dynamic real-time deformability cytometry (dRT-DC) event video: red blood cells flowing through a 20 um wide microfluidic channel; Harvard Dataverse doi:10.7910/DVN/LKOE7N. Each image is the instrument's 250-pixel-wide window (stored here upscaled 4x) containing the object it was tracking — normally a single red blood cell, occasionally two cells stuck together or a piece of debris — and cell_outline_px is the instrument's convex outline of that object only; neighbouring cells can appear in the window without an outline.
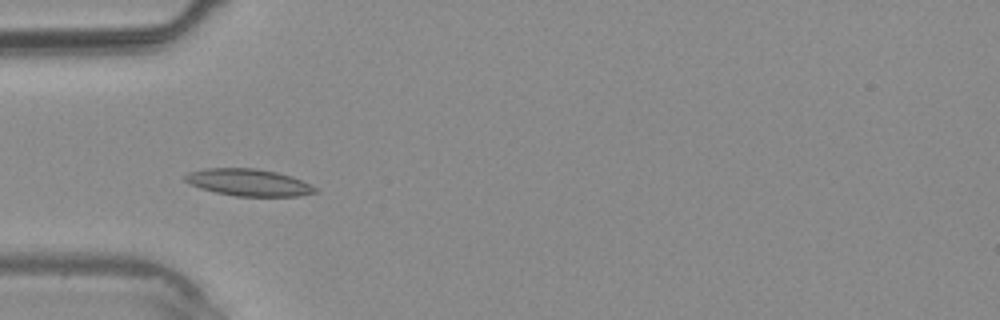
{"species": "common noctule bat (a hibernating species)", "species_latin": "Nyctalus noctula", "temperature_condition": "warm", "stored_images_in_passage": 27, "camera_frame_rate_fps": 3000, "um_per_image_px": 0.085, "animal": {"sex": "male", "body_mass_g": 20.4}, "frame": {"image": 1, "passage_image": 1, "time_ms": 0.0, "image_size_px": [1000, 320], "cell_outline_px": [[320, 192], [296, 196], [236, 196], [216, 192], [200, 188], [184, 180], [184, 176], [188, 172], [204, 168], [256, 168], [276, 172], [292, 176], [316, 188]], "centroid_in_image_um": [21.12, 15.5], "position_along_channel_um": 63.9, "area_um2": 20.35}}
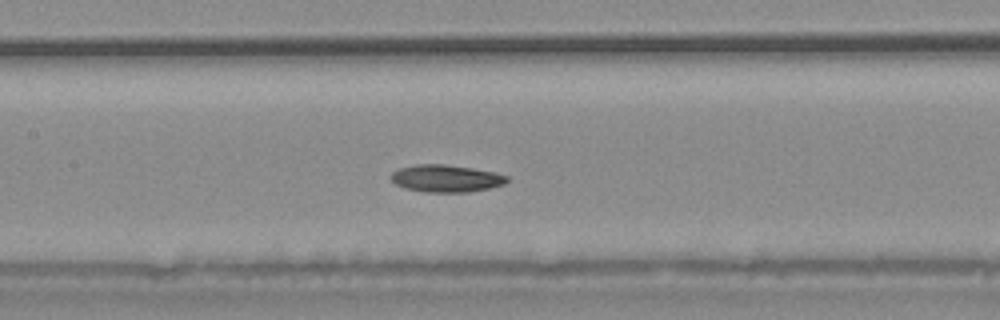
{"frame": {"image": 2, "passage_image": 7, "time_ms": 2.0, "image_size_px": [1000, 320], "cell_outline_px": [[508, 180], [504, 184], [488, 188], [468, 192], [424, 192], [404, 188], [396, 184], [392, 180], [392, 172], [400, 168], [416, 164], [444, 164], [472, 168], [496, 172], [508, 176]], "centroid_in_image_um": [37.92, 15.16], "position_along_channel_um": 169.5, "area_um2": 18.38}}
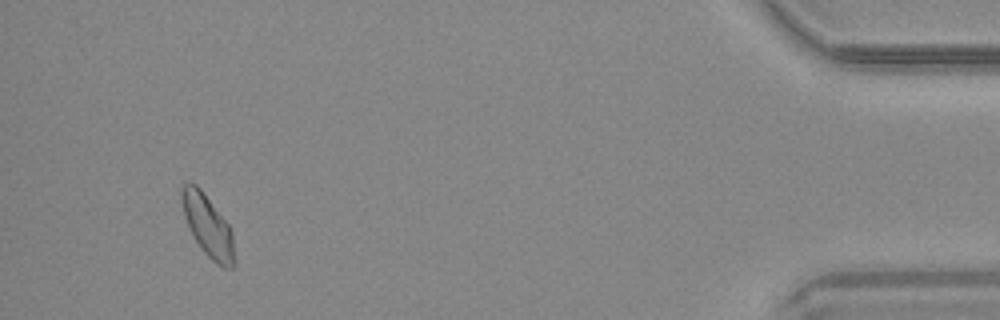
{"frame": {"image": 3, "passage_image": 25, "time_ms": 8.0, "image_size_px": [1000, 320], "cell_outline_px": [[236, 264], [232, 268], [224, 268], [216, 264], [204, 252], [196, 240], [184, 216], [180, 196], [180, 192], [184, 184], [196, 184], [200, 188], [228, 224], [232, 232], [236, 260]], "centroid_in_image_um": [17.7, 19.24], "position_along_channel_um": 417.5, "area_um2": 18.73}}